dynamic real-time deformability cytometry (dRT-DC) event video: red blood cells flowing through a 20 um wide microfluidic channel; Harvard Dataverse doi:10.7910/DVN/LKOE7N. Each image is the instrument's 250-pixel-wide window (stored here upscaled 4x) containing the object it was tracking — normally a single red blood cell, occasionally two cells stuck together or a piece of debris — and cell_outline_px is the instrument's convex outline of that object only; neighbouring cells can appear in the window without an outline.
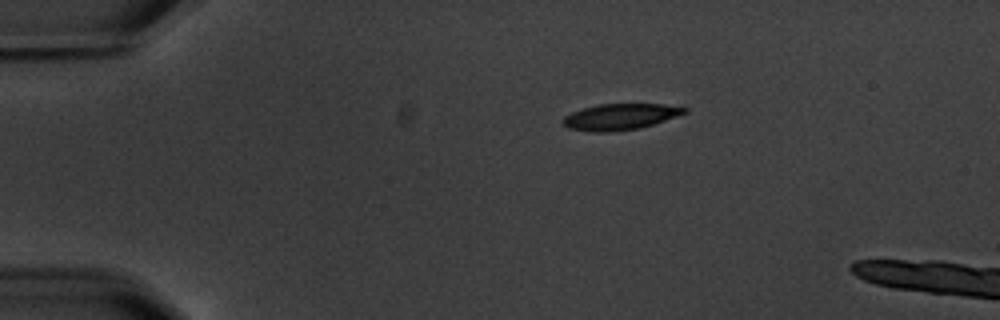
{"species": "common noctule bat (a hibernating species)", "species_latin": "Nyctalus noctula", "temperature_condition": "warm", "stored_images_in_passage": 4, "camera_frame_rate_fps": 3000, "um_per_image_px": 0.085, "animal": {"sex": "male", "body_mass_g": 20.1, "forearm_length_mm": 53.5}, "frame": {"image": 1, "passage_image": 4, "time_ms": 6.333, "image_size_px": [1000, 320], "cell_outline_px": [[688, 112], [640, 128], [608, 132], [592, 132], [568, 128], [560, 120], [564, 116], [572, 112], [584, 108], [600, 104], [664, 104], [688, 108]], "centroid_in_image_um": [52.69, 9.92], "position_along_channel_um": 32.3, "area_um2": 18.38}}